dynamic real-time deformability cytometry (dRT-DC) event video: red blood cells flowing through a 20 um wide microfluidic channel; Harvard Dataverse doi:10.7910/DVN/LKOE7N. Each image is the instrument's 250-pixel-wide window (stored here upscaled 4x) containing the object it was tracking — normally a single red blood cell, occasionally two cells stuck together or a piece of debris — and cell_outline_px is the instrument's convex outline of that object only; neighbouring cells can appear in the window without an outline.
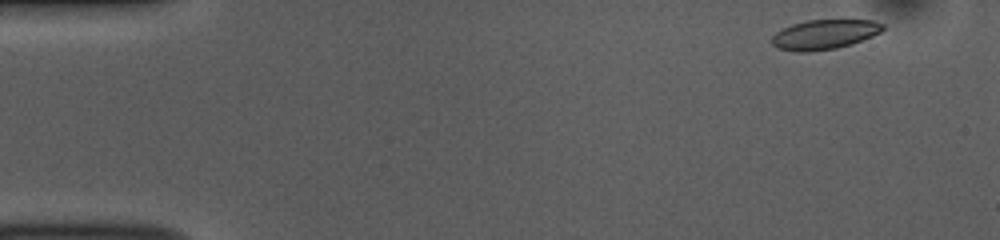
{"species": "common noctule bat (a hibernating species)", "species_latin": "Nyctalus noctula", "temperature_condition": "room temperature", "stored_images_in_passage": 50, "camera_frame_rate_fps": 3000, "um_per_image_px": 0.085, "animal": {"sex": "female", "body_mass_g": 10.0, "forearm_length_mm": 53.1}, "frame": {"image": 1, "passage_image": 1, "time_ms": 0.0, "image_size_px": [1000, 240], "cell_outline_px": [[884, 28], [880, 32], [872, 36], [852, 44], [836, 48], [808, 52], [796, 52], [780, 48], [772, 44], [772, 36], [776, 32], [792, 24], [808, 20], [876, 20], [884, 24]], "centroid_in_image_um": [70.1, 2.92], "position_along_channel_um": 14.9, "area_um2": 19.13}}
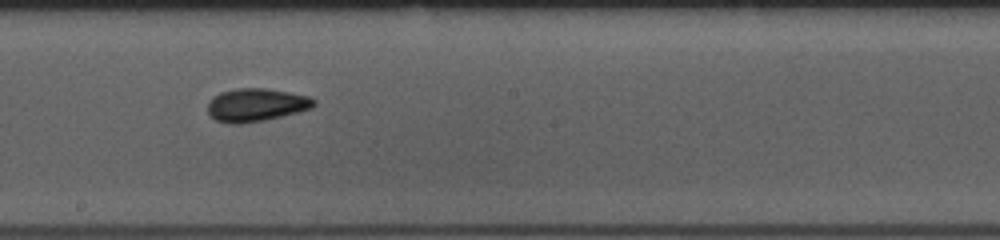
{"frame": {"image": 2, "passage_image": 26, "time_ms": 8.333, "image_size_px": [1000, 240], "cell_outline_px": [[316, 104], [312, 108], [300, 112], [264, 120], [240, 124], [228, 124], [216, 120], [208, 112], [208, 100], [212, 96], [220, 92], [236, 88], [264, 88], [288, 92], [308, 96], [316, 100]], "centroid_in_image_um": [21.76, 8.92], "position_along_channel_um": 226.4, "area_um2": 20.63}}
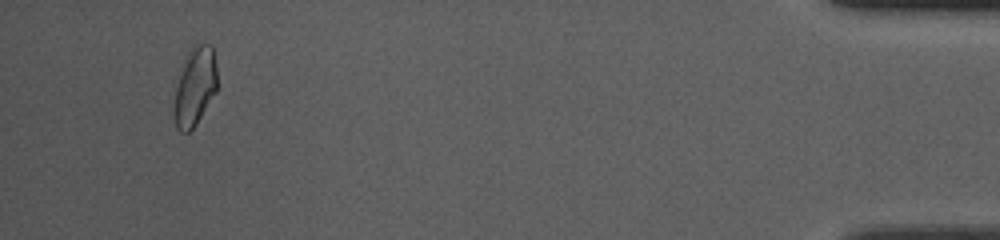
{"frame": {"image": 3, "passage_image": 47, "time_ms": 15.333, "image_size_px": [1000, 240], "cell_outline_px": [[216, 92], [196, 124], [188, 132], [180, 132], [176, 128], [172, 116], [176, 88], [184, 56], [196, 44], [212, 44], [216, 68]], "centroid_in_image_um": [16.54, 7.38], "position_along_channel_um": 418.7, "area_um2": 19.77}, "authors_computed_cell_mechanics": {"area_um2": 19.652, "velocity_mm_per_s": 3.7814, "shape_relaxation_time_tau1_ms": 3.445, "shape_relaxation_time_tau2_ms": 2.1686, "deformation_change_tau1": 0.1008, "deformation_change_tau2": 0.0796}}